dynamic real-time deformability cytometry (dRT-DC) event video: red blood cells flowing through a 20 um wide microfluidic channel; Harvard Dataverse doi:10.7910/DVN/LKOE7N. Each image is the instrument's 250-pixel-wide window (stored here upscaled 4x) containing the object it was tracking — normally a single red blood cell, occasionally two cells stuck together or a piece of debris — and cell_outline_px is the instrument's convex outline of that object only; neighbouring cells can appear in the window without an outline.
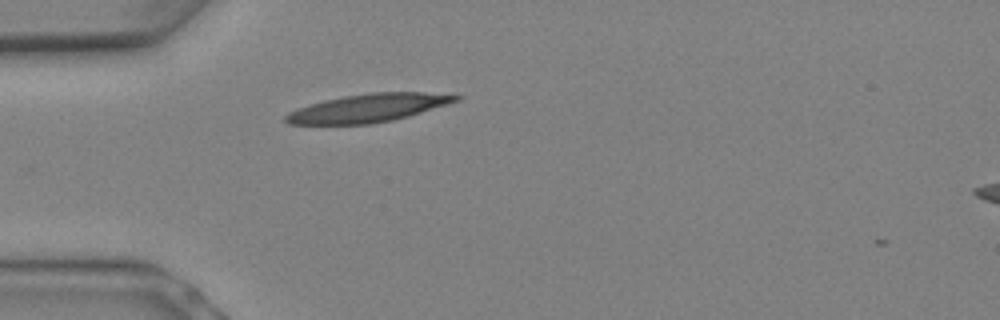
{"species": "Egyptian fruit bat (a non-hibernating species)", "species_latin": "Rousettus aegyptiacus", "temperature_condition": "warm", "stored_images_in_passage": 2, "camera_frame_rate_fps": 3000, "um_per_image_px": 0.085, "animal": {"sex": "female"}, "frame": {"image": 1, "passage_image": 1, "time_ms": 0.0, "image_size_px": [1000, 320], "cell_outline_px": [[464, 96], [460, 100], [408, 116], [392, 120], [372, 124], [288, 124], [284, 120], [284, 116], [288, 112], [312, 104], [344, 96], [372, 92], [420, 92]], "centroid_in_image_um": [31.31, 9.18], "position_along_channel_um": 53.7, "area_um2": 27.51}}